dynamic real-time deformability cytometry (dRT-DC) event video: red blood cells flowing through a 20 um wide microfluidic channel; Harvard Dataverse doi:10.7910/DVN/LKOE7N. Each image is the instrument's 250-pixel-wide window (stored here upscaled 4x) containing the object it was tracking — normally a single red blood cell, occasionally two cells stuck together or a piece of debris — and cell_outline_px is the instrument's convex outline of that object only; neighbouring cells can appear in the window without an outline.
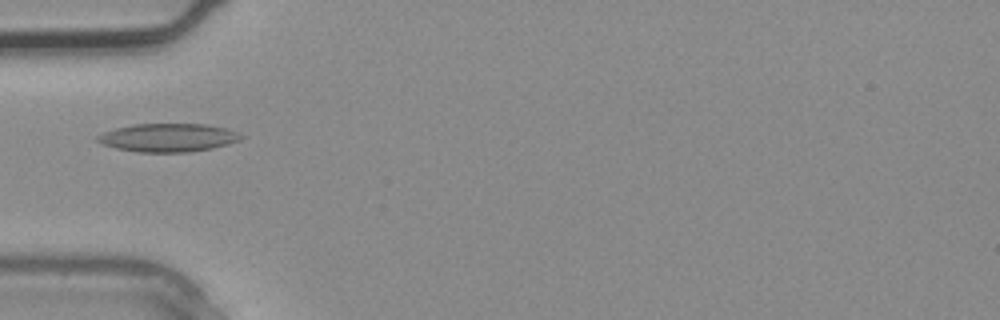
{"species": "common noctule bat (a hibernating species)", "species_latin": "Nyctalus noctula", "temperature_condition": "warm", "stored_images_in_passage": 2, "camera_frame_rate_fps": 3000, "um_per_image_px": 0.085, "animal": {"sex": "male", "body_mass_g": 20.4}, "frame": {"image": 1, "passage_image": 2, "time_ms": 0.333, "image_size_px": [1000, 320], "cell_outline_px": [[244, 136], [240, 140], [228, 144], [212, 148], [192, 152], [136, 152], [116, 148], [100, 144], [96, 140], [96, 136], [104, 132], [116, 128], [136, 124], [204, 124], [224, 128], [236, 132]], "centroid_in_image_um": [14.26, 11.71], "position_along_channel_um": 70.7, "area_um2": 23.64}}